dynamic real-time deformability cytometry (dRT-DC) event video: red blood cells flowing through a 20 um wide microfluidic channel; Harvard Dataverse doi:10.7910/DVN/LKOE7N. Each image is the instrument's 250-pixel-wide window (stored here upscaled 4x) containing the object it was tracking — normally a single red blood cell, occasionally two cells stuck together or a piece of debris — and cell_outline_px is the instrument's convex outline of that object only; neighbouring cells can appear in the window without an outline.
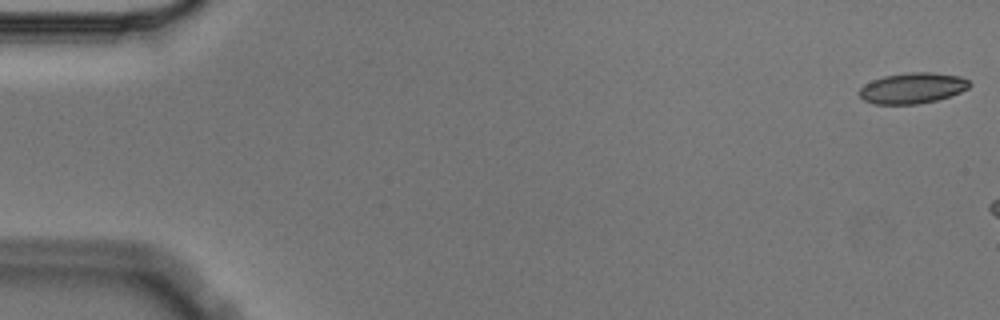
{"species": "Egyptian fruit bat (a non-hibernating species)", "species_latin": "Rousettus aegyptiacus", "temperature_condition": "cold", "stored_images_in_passage": 3, "camera_frame_rate_fps": 3000, "um_per_image_px": 0.085, "animal": {"sex": "male"}, "frame": {"image": 1, "passage_image": 1, "time_ms": 0.0, "image_size_px": [1000, 320], "cell_outline_px": [[972, 84], [968, 88], [960, 92], [936, 100], [916, 104], [876, 104], [864, 100], [860, 96], [860, 88], [864, 84], [872, 80], [884, 76], [908, 72], [932, 72], [960, 76], [968, 80]], "centroid_in_image_um": [77.56, 7.48], "position_along_channel_um": 7.4, "area_um2": 19.65}}